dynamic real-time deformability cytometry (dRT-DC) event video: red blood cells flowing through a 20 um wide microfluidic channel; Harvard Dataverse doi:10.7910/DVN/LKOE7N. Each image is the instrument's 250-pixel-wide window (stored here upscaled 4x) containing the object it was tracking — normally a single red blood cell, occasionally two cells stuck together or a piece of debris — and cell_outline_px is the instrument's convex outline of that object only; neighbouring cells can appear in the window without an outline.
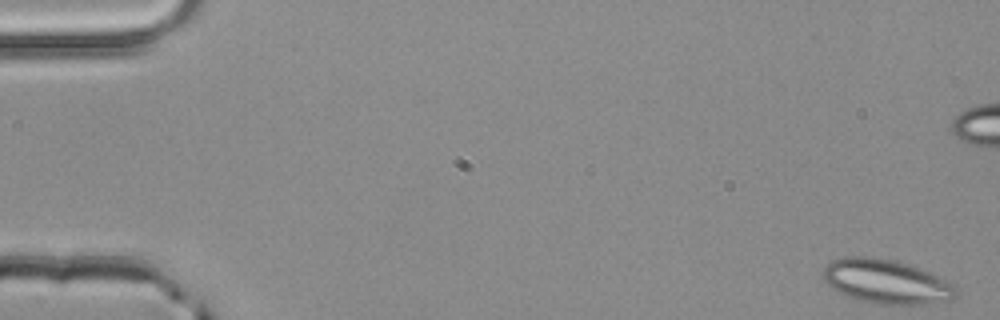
{"species": "common noctule bat (a hibernating species)", "species_latin": "Nyctalus noctula", "temperature_condition": "room temperature", "stored_images_in_passage": 53, "camera_frame_rate_fps": 3000, "um_per_image_px": 0.085, "animal": {"sex": "male", "body_mass_g": 20.4}, "frame": {"image": 1, "passage_image": 1, "time_ms": 0.0, "image_size_px": [1000, 320], "cell_outline_px": [[956, 296], [952, 300], [924, 304], [880, 304], [848, 296], [832, 288], [824, 280], [820, 272], [832, 260], [844, 256], [876, 256], [896, 260], [932, 272], [948, 280], [956, 288]], "centroid_in_image_um": [75.35, 23.9], "position_along_channel_um": 9.7, "area_um2": 34.45}}
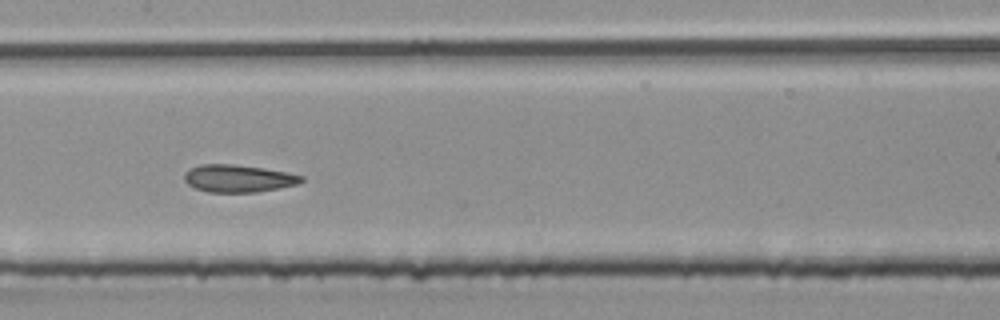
{"frame": {"image": 2, "passage_image": 26, "time_ms": 8.333, "image_size_px": [1000, 320], "cell_outline_px": [[304, 180], [296, 184], [256, 192], [208, 192], [196, 188], [188, 184], [184, 180], [184, 172], [200, 164], [232, 164], [264, 168], [304, 176]], "centroid_in_image_um": [20.22, 15.16], "position_along_channel_um": 187.2, "area_um2": 18.5}}
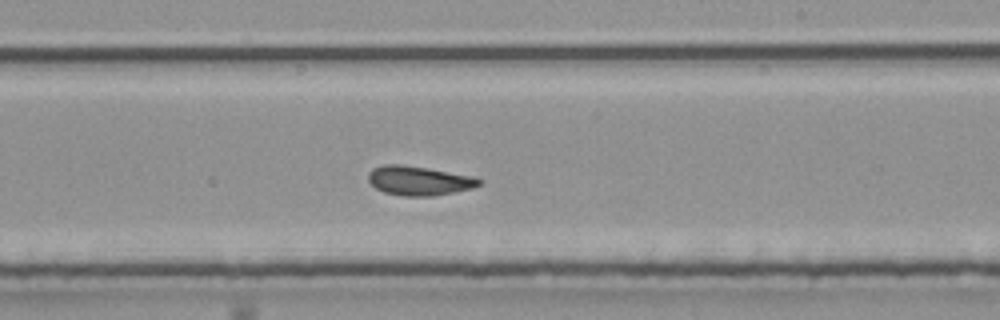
{"frame": {"image": 3, "passage_image": 31, "time_ms": 10.0, "image_size_px": [1000, 320], "cell_outline_px": [[484, 180], [480, 184], [472, 188], [432, 196], [400, 196], [384, 192], [376, 188], [368, 180], [368, 172], [372, 168], [384, 164], [400, 164], [428, 168], [476, 176]], "centroid_in_image_um": [35.62, 15.35], "position_along_channel_um": 253.4, "area_um2": 19.07}, "authors_computed_cell_mechanics": {"area_um2": 18.9584, "velocity_mm_per_s": 3.9971, "shape_relaxation_time_tau1_ms": 4.766, "shape_relaxation_time_tau2_ms": 1.5248, "deformation_change_tau1": 0.1163, "deformation_change_tau2": 0.0856}}